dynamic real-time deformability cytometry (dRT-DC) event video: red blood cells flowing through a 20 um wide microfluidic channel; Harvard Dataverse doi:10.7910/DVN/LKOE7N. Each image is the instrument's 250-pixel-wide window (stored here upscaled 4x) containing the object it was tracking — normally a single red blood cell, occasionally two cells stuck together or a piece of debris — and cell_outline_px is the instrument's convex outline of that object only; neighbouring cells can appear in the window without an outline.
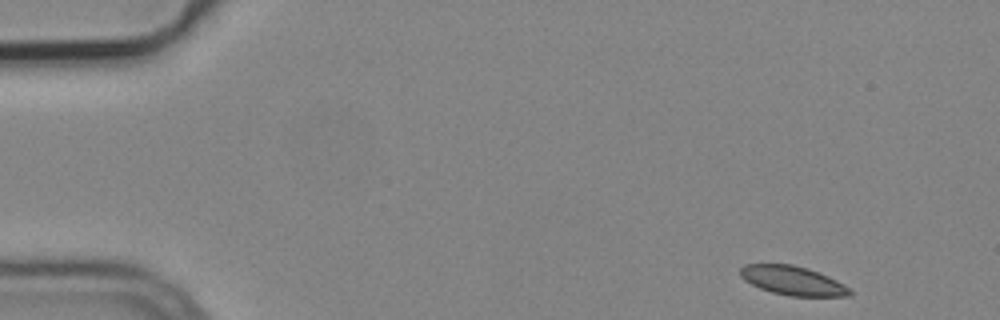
{"species": "common noctule bat (a hibernating species)", "species_latin": "Nyctalus noctula", "temperature_condition": "cold", "stored_images_in_passage": 4, "camera_frame_rate_fps": 3000, "um_per_image_px": 0.085, "animal": {"sex": "male", "body_mass_g": 19.2, "forearm_length_mm": 51.8}, "frame": {"image": 1, "passage_image": 1, "time_ms": 0.0, "image_size_px": [1000, 320], "cell_outline_px": [[852, 296], [788, 296], [772, 292], [760, 288], [744, 280], [740, 276], [740, 268], [744, 264], [792, 264], [808, 268], [828, 276], [852, 288]], "centroid_in_image_um": [67.4, 23.85], "position_along_channel_um": 17.6, "area_um2": 18.67}}
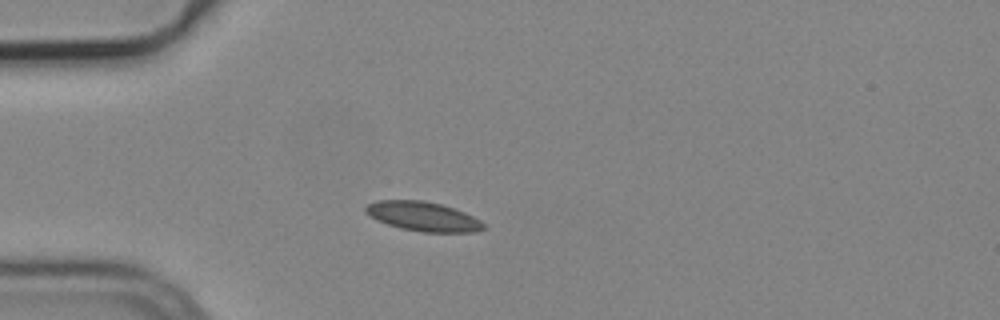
{"frame": {"image": 2, "passage_image": 4, "time_ms": 1.0, "image_size_px": [1000, 320], "cell_outline_px": [[488, 228], [476, 232], [424, 232], [400, 228], [388, 224], [364, 212], [364, 208], [368, 204], [376, 200], [424, 200], [444, 204], [464, 212], [480, 220]], "centroid_in_image_um": [36.0, 18.39], "position_along_channel_um": 49.0, "area_um2": 20.23}}